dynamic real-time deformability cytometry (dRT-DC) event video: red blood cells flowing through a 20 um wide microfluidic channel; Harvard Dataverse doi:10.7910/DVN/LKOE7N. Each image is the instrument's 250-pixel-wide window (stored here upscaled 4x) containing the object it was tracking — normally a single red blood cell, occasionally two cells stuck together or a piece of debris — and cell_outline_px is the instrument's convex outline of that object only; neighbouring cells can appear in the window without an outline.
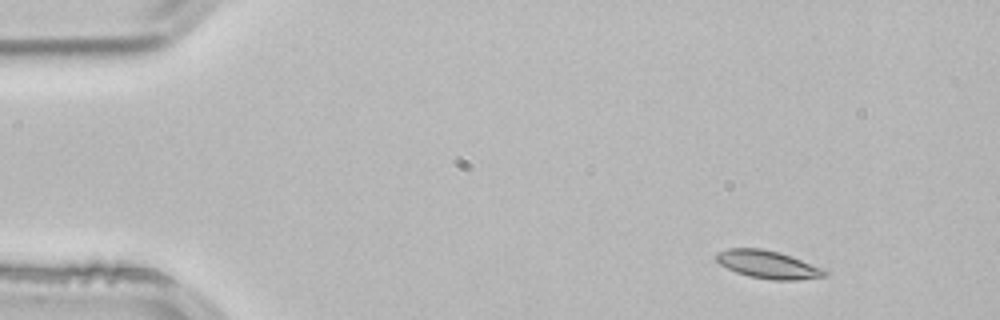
{"species": "common noctule bat (a hibernating species)", "species_latin": "Nyctalus noctula", "temperature_condition": "room temperature", "stored_images_in_passage": 4, "segment_of_instrument_passage": [1, 2], "camera_frame_rate_fps": 3000, "um_per_image_px": 0.085, "animal": {"sex": "male", "body_mass_g": 21.5, "forearm_length_mm": 52.0}, "frame": {"image": 1, "passage_image": 1, "time_ms": 0.0, "image_size_px": [1000, 320], "cell_outline_px": [[828, 272], [824, 276], [796, 280], [772, 280], [748, 276], [736, 272], [720, 264], [716, 260], [716, 252], [728, 248], [760, 248], [776, 252], [800, 260], [820, 268]], "centroid_in_image_um": [65.19, 22.49], "position_along_channel_um": 19.8, "area_um2": 17.17}}
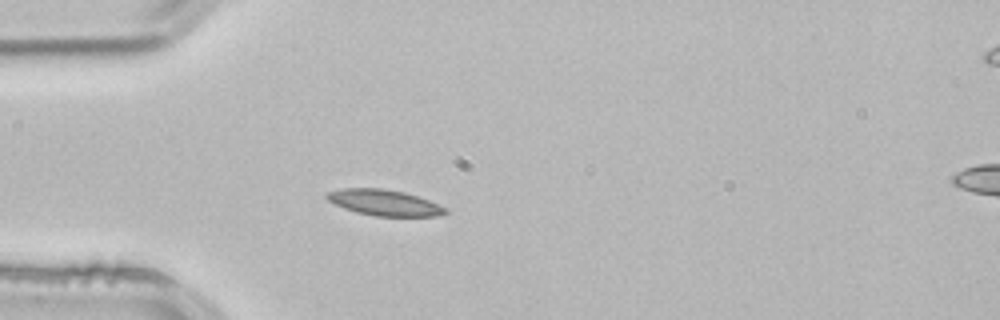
{"frame": {"image": 2, "passage_image": 3, "time_ms": 0.667, "image_size_px": [1000, 320], "cell_outline_px": [[448, 212], [436, 216], [376, 216], [356, 212], [344, 208], [328, 200], [324, 196], [328, 192], [344, 188], [380, 188], [404, 192], [428, 200], [448, 208]], "centroid_in_image_um": [32.67, 17.22], "position_along_channel_um": 52.3, "area_um2": 17.74}}